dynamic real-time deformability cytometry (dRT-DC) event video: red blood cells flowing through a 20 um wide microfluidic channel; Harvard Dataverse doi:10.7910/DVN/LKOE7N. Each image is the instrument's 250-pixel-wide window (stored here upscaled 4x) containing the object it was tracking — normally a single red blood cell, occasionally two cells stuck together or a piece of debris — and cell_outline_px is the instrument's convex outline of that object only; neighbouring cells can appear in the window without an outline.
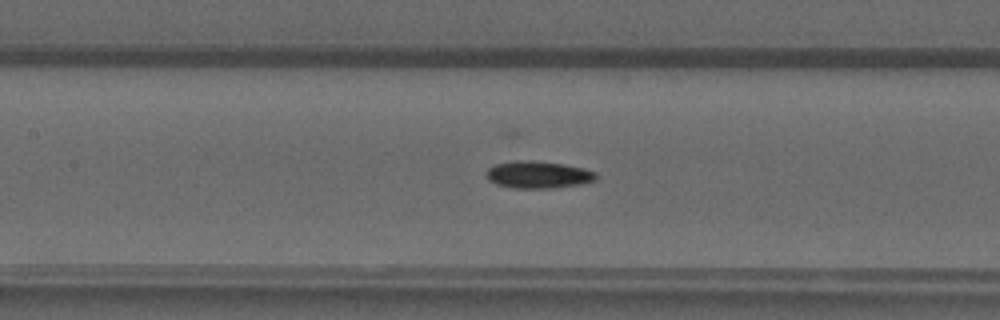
{"species": "common noctule bat (a hibernating species)", "species_latin": "Nyctalus noctula", "temperature_condition": "warm", "stored_images_in_passage": 49, "camera_frame_rate_fps": 3000, "um_per_image_px": 0.085, "animal": {"sex": "male", "forearm_length_mm": 52.5}, "frame": {"image": 1, "passage_image": 22, "time_ms": 7.0, "image_size_px": [1000, 320], "cell_outline_px": [[596, 180], [584, 184], [556, 188], [512, 188], [496, 184], [488, 180], [488, 168], [496, 164], [528, 160], [564, 164], [584, 168], [596, 172]], "centroid_in_image_um": [45.81, 14.87], "position_along_channel_um": 161.6, "area_um2": 17.28}}
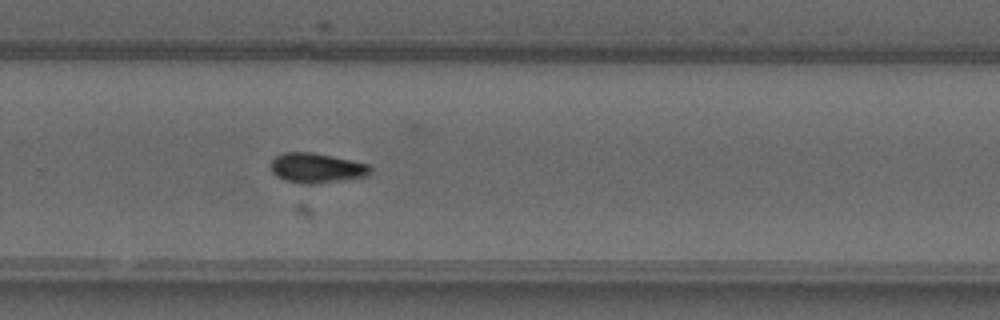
{"frame": {"image": 2, "passage_image": 32, "time_ms": 10.333, "image_size_px": [1000, 320], "cell_outline_px": [[372, 172], [368, 176], [312, 184], [300, 184], [284, 180], [276, 176], [272, 172], [272, 160], [276, 156], [284, 152], [312, 152], [332, 156], [368, 164], [372, 168]], "centroid_in_image_um": [26.91, 14.28], "position_along_channel_um": 302.9, "area_um2": 17.28}}
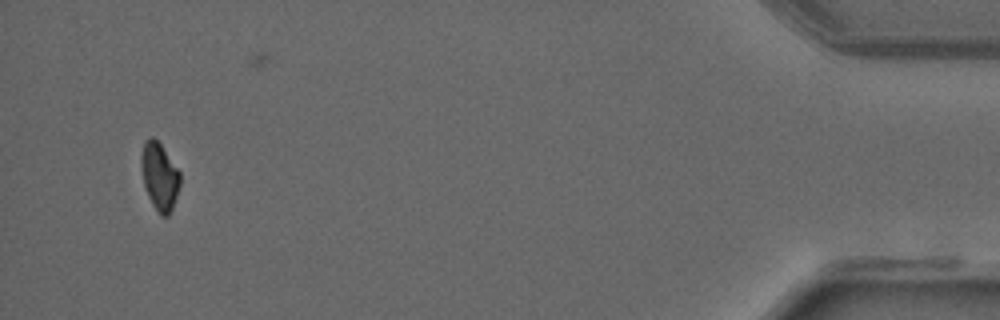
{"frame": {"image": 3, "passage_image": 46, "time_ms": 15.0, "image_size_px": [1000, 320], "cell_outline_px": [[180, 184], [172, 208], [168, 216], [160, 216], [152, 204], [148, 196], [144, 184], [140, 160], [140, 156], [144, 140], [152, 136], [160, 144], [180, 172]], "centroid_in_image_um": [13.54, 14.99], "position_along_channel_um": 421.7, "area_um2": 15.14}}